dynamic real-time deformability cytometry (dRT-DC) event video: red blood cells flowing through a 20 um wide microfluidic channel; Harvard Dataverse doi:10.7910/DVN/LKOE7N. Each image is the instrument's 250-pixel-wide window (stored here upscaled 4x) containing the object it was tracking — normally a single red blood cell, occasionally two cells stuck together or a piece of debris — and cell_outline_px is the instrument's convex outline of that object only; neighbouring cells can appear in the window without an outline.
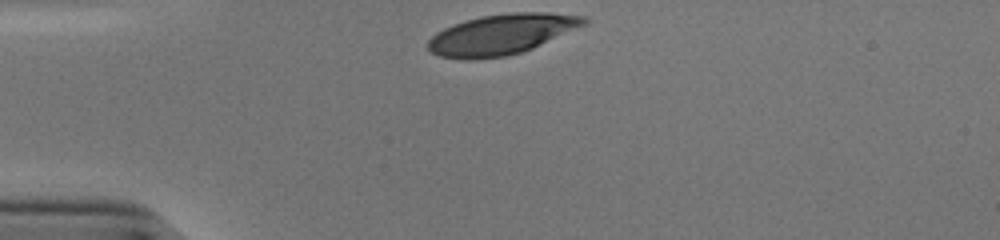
{"species": "human", "species_latin": "Homo sapiens", "temperature_condition": "cold", "stored_images_in_passage": 30, "camera_frame_rate_fps": 3000, "um_per_image_px": 0.085, "donor": {"sex": "male"}, "frame": {"image": 1, "passage_image": 1, "time_ms": 0.0, "image_size_px": [1000, 240], "cell_outline_px": [[588, 24], [532, 48], [508, 56], [472, 60], [468, 60], [440, 56], [428, 52], [428, 40], [436, 32], [444, 28], [464, 20], [480, 16], [512, 12], [548, 12], [584, 16], [588, 20]], "centroid_in_image_um": [42.62, 2.92], "position_along_channel_um": 42.4, "area_um2": 36.93}}
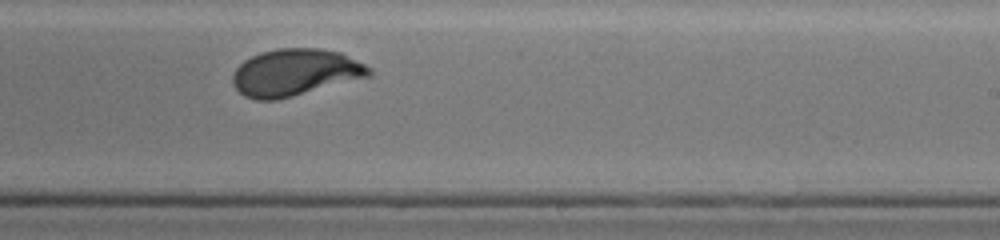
{"frame": {"image": 2, "passage_image": 21, "time_ms": 6.667, "image_size_px": [1000, 240], "cell_outline_px": [[372, 76], [276, 100], [256, 100], [244, 96], [232, 84], [232, 76], [236, 68], [244, 60], [260, 52], [276, 48], [320, 48], [340, 52], [372, 68]], "centroid_in_image_um": [25.08, 6.15], "position_along_channel_um": 263.9, "area_um2": 37.4}}
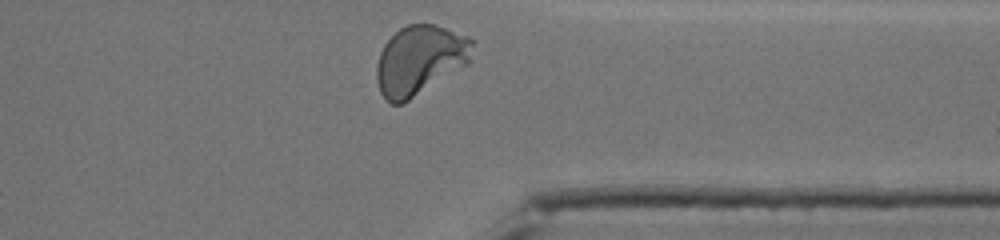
{"frame": {"image": 3, "passage_image": 30, "time_ms": 9.667, "image_size_px": [1000, 240], "cell_outline_px": [[476, 40], [468, 64], [404, 104], [392, 104], [380, 92], [376, 80], [376, 64], [380, 52], [384, 44], [400, 28], [408, 24], [432, 24], [468, 36]], "centroid_in_image_um": [35.69, 5.12], "position_along_channel_um": 375.7, "area_um2": 38.96}, "authors_computed_cell_mechanics": {"area_um2": 37.3099, "velocity_mm_per_s": 3.7911, "shape_relaxation_time_tau1_ms": 2.874, "shape_relaxation_time_tau2_ms": null, "deformation_change_tau1": 0.181, "deformation_change_tau2": null}}